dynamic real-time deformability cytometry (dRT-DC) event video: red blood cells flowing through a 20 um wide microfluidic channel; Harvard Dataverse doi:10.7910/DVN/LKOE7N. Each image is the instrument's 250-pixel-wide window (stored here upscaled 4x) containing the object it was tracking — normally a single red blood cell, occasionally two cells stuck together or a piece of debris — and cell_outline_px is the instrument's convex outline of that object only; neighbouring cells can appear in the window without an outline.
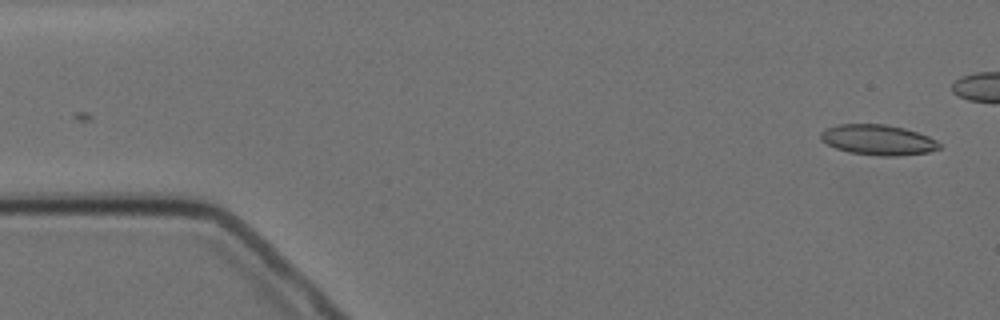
{"species": "Egyptian fruit bat (a non-hibernating species)", "species_latin": "Rousettus aegyptiacus", "temperature_condition": "cold", "stored_images_in_passage": 2, "camera_frame_rate_fps": 3000, "um_per_image_px": 0.085, "animal": {"sex": "female"}, "frame": {"image": 1, "passage_image": 2, "time_ms": 1.333, "image_size_px": [1000, 320], "cell_outline_px": [[940, 148], [928, 152], [896, 156], [880, 156], [848, 152], [836, 148], [820, 140], [820, 132], [836, 124], [884, 124], [904, 128], [928, 136], [936, 140], [940, 144]], "centroid_in_image_um": [74.61, 11.89], "position_along_channel_um": 10.4, "area_um2": 20.92}}